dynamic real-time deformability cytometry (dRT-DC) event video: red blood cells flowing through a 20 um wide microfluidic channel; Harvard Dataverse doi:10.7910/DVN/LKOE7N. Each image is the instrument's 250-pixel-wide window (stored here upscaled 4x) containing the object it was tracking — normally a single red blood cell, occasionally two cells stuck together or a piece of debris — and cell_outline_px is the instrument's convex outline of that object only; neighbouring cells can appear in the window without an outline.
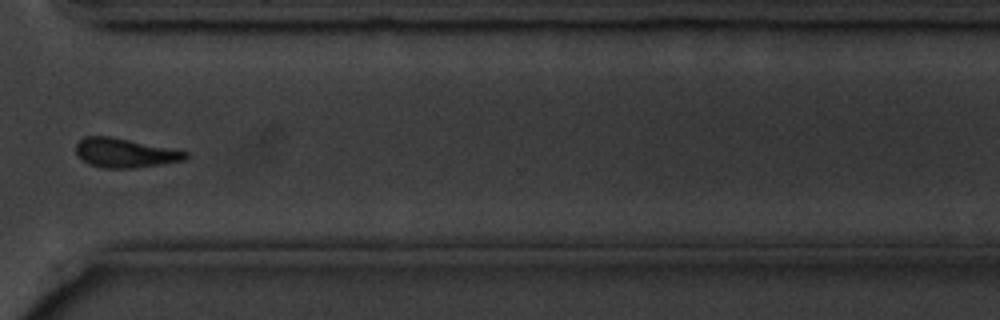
{"species": "common noctule bat (a hibernating species)", "species_latin": "Nyctalus noctula", "temperature_condition": "cold", "stored_images_in_passage": 12, "camera_frame_rate_fps": 3000, "um_per_image_px": 0.085, "animal": {"sex": "male", "body_mass_g": 20.1, "forearm_length_mm": 53.5}, "frame": {"image": 1, "passage_image": 9, "time_ms": 9.333, "image_size_px": [1000, 320], "cell_outline_px": [[188, 156], [184, 160], [136, 168], [104, 168], [88, 164], [76, 152], [76, 144], [84, 136], [108, 136], [188, 152]], "centroid_in_image_um": [10.59, 13.01], "position_along_channel_um": 360.0, "area_um2": 18.26}}
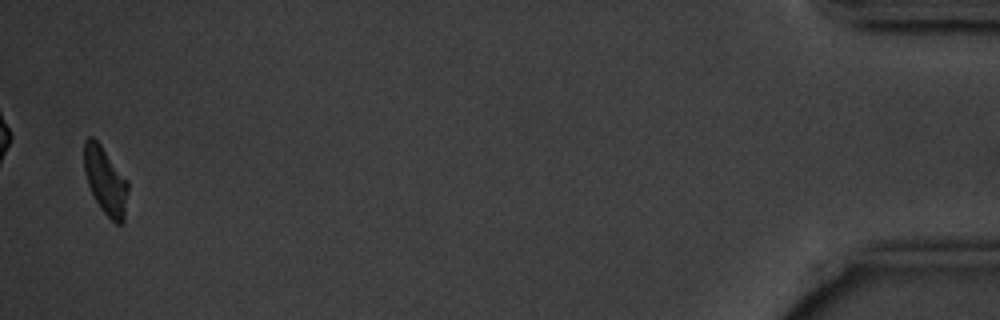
{"frame": {"image": 2, "passage_image": 12, "time_ms": 13.667, "image_size_px": [1000, 320], "cell_outline_px": [[128, 192], [124, 224], [116, 224], [100, 208], [88, 184], [84, 172], [84, 140], [88, 136], [92, 136], [100, 144], [128, 180]], "centroid_in_image_um": [8.98, 15.37], "position_along_channel_um": 426.2, "area_um2": 17.28}, "authors_computed_cell_mechanics": {"area_um2": 19.4208, "velocity_mm_per_s": 3.5762, "shape_relaxation_time_tau1_ms": 1.4065, "shape_relaxation_time_tau2_ms": null, "deformation_change_tau1": 0.0774, "deformation_change_tau2": null}}